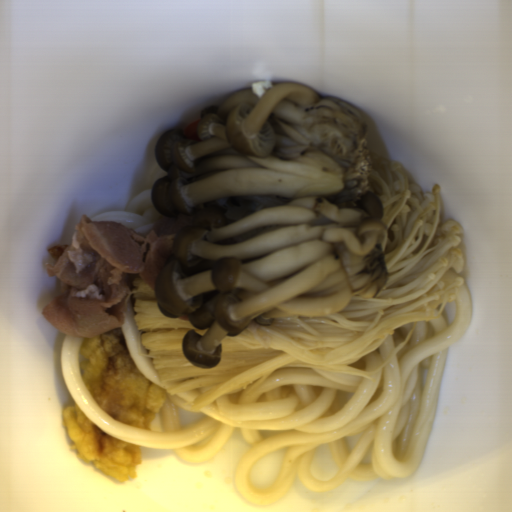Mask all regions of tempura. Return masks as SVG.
<instances>
[{"label":"tempura","mask_w":512,"mask_h":512,"mask_svg":"<svg viewBox=\"0 0 512 512\" xmlns=\"http://www.w3.org/2000/svg\"><path fill=\"white\" fill-rule=\"evenodd\" d=\"M79 367L85 388L109 416L152 431L167 392L136 366L120 326L83 337Z\"/></svg>","instance_id":"8679c707"},{"label":"tempura","mask_w":512,"mask_h":512,"mask_svg":"<svg viewBox=\"0 0 512 512\" xmlns=\"http://www.w3.org/2000/svg\"><path fill=\"white\" fill-rule=\"evenodd\" d=\"M72 449L96 470L119 481L136 479L142 446L120 441L91 421L72 400L62 412Z\"/></svg>","instance_id":"d4f62c59"}]
</instances>
